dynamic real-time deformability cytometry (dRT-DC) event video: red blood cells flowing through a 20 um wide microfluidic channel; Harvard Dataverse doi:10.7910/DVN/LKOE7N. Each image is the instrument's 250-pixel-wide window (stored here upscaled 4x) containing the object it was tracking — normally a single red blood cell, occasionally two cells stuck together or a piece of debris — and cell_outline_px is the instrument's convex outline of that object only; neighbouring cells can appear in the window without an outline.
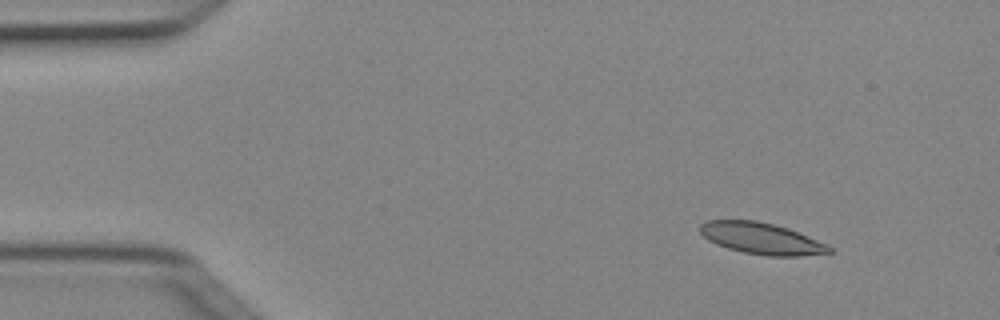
{"species": "Egyptian fruit bat (a non-hibernating species)", "species_latin": "Rousettus aegyptiacus", "temperature_condition": "cold", "stored_images_in_passage": 4, "camera_frame_rate_fps": 3000, "um_per_image_px": 0.085, "animal": {"sex": "female"}, "frame": {"image": 1, "passage_image": 1, "time_ms": 0.0, "image_size_px": [1000, 320], "cell_outline_px": [[832, 252], [800, 256], [768, 256], [744, 252], [728, 248], [716, 244], [708, 240], [700, 232], [700, 224], [708, 220], [756, 220], [788, 228], [828, 244], [832, 248]], "centroid_in_image_um": [64.73, 20.27], "position_along_channel_um": 20.3, "area_um2": 23.58}}
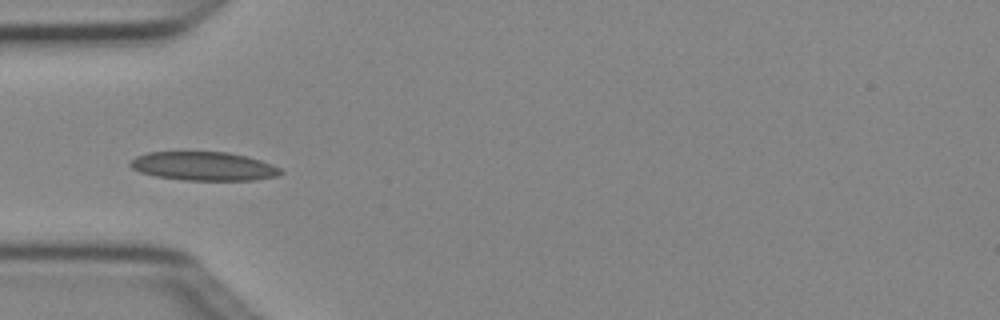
{"frame": {"image": 2, "passage_image": 3, "time_ms": 0.667, "image_size_px": [1000, 320], "cell_outline_px": [[284, 172], [280, 176], [256, 180], [184, 180], [156, 176], [140, 172], [132, 168], [128, 164], [136, 156], [148, 152], [228, 152], [248, 156], [272, 164], [280, 168]], "centroid_in_image_um": [17.36, 14.13], "position_along_channel_um": 67.6, "area_um2": 25.32}}
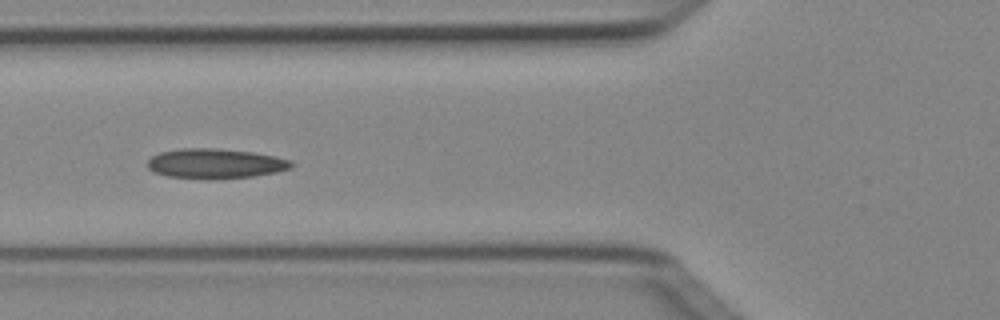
{"frame": {"image": 3, "passage_image": 4, "time_ms": 1.0, "image_size_px": [1000, 320], "cell_outline_px": [[292, 168], [276, 172], [252, 176], [208, 180], [168, 176], [152, 172], [148, 168], [148, 160], [152, 156], [160, 152], [180, 148], [216, 148], [252, 152], [276, 156], [292, 160]], "centroid_in_image_um": [18.29, 13.9], "position_along_channel_um": 107.5, "area_um2": 25.26}}